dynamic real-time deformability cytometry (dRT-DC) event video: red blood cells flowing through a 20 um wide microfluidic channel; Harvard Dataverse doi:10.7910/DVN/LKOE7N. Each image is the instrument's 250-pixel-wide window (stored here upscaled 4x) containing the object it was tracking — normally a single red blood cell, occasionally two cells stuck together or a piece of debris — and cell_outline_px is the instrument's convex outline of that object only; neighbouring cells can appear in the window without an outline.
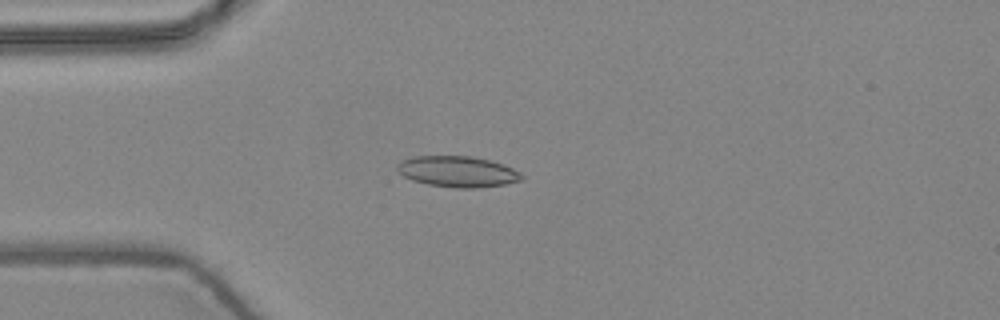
{"species": "common noctule bat (a hibernating species)", "species_latin": "Nyctalus noctula", "temperature_condition": "warm", "stored_images_in_passage": 5, "camera_frame_rate_fps": 3000, "um_per_image_px": 0.085, "animal": {"sex": "female", "body_mass_g": 24.6, "forearm_length_mm": 56.2}, "frame": {"image": 1, "passage_image": 5, "time_ms": 1.333, "image_size_px": [1000, 320], "cell_outline_px": [[524, 180], [504, 184], [476, 188], [456, 188], [428, 184], [412, 180], [404, 176], [396, 168], [404, 160], [416, 156], [468, 156], [488, 160], [504, 164], [520, 172], [524, 176]], "centroid_in_image_um": [38.95, 14.59], "position_along_channel_um": 46.0, "area_um2": 22.2}}